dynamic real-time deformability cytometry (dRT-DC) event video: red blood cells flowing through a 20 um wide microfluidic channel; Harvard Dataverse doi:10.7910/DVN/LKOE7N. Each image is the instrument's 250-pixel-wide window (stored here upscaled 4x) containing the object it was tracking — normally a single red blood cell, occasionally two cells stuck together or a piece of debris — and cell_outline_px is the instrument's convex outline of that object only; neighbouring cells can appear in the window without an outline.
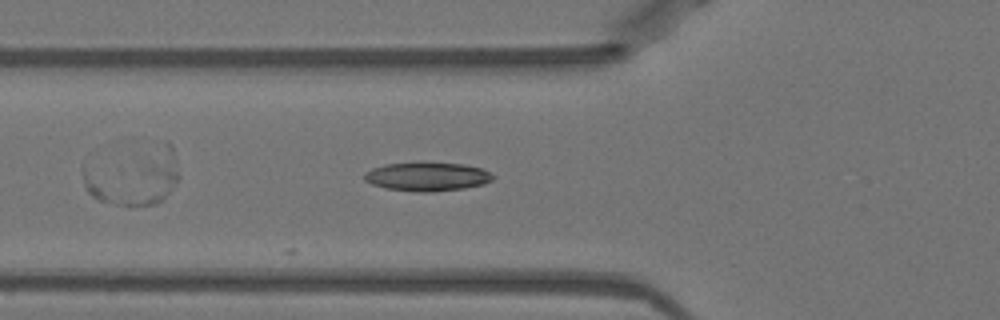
{"species": "Egyptian fruit bat (a non-hibernating species)", "species_latin": "Rousettus aegyptiacus", "temperature_condition": "warm", "stored_images_in_passage": 13, "camera_frame_rate_fps": 3000, "um_per_image_px": 0.085, "animal": {"sex": "female"}, "frame": {"image": 1, "passage_image": 13, "time_ms": 4.0, "image_size_px": [1000, 320], "cell_outline_px": [[496, 176], [492, 180], [484, 184], [464, 188], [432, 192], [416, 192], [384, 188], [372, 184], [364, 180], [364, 172], [372, 168], [384, 164], [420, 160], [464, 164], [480, 168]], "centroid_in_image_um": [36.27, 14.98], "position_along_channel_um": 89.5, "area_um2": 22.31}}